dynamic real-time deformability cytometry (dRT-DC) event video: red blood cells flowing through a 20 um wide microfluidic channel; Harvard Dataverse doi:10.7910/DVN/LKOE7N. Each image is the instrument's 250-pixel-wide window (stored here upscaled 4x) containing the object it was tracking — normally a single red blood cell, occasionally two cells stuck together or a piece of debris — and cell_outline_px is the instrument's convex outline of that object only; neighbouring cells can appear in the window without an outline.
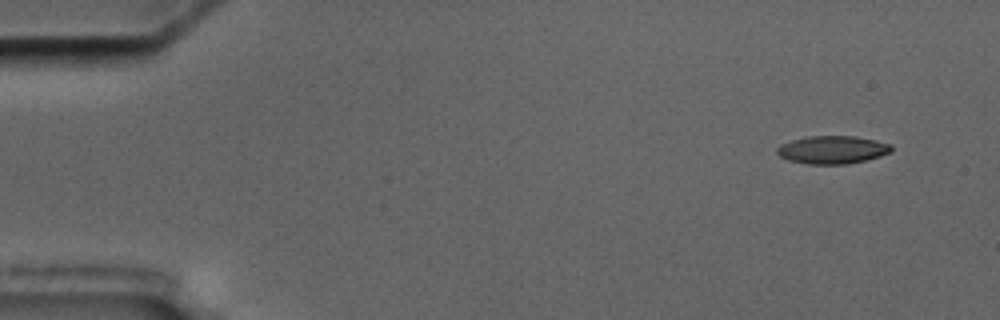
{"species": "common noctule bat (a hibernating species)", "species_latin": "Nyctalus noctula", "temperature_condition": "cold", "stored_images_in_passage": 4, "camera_frame_rate_fps": 3000, "um_per_image_px": 0.085, "animal": {"sex": "male", "body_mass_g": 17.5, "forearm_length_mm": 52.3}, "frame": {"image": 1, "passage_image": 1, "time_ms": 0.0, "image_size_px": [1000, 320], "cell_outline_px": [[892, 152], [880, 156], [848, 164], [808, 164], [788, 160], [780, 156], [776, 152], [776, 148], [780, 144], [792, 140], [808, 136], [856, 136], [876, 140], [892, 144]], "centroid_in_image_um": [70.76, 12.72], "position_along_channel_um": 14.2, "area_um2": 18.73}}
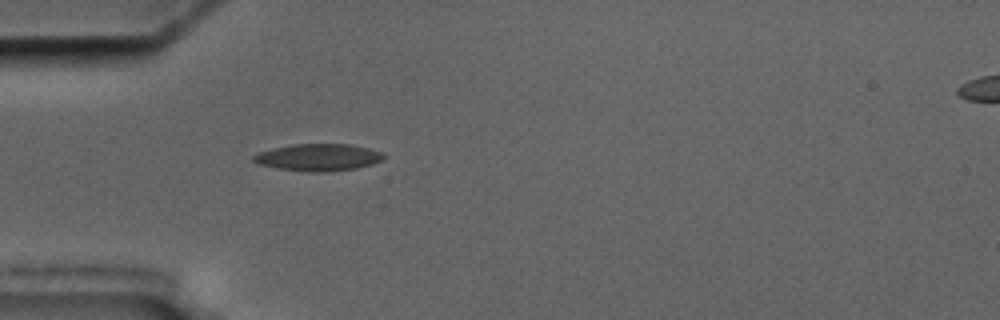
{"frame": {"image": 2, "passage_image": 4, "time_ms": 4.333, "image_size_px": [1000, 320], "cell_outline_px": [[384, 156], [380, 160], [372, 164], [356, 168], [332, 172], [308, 172], [276, 168], [256, 164], [252, 160], [252, 156], [256, 152], [272, 148], [292, 144], [348, 144], [368, 148], [384, 152]], "centroid_in_image_um": [26.99, 13.38], "position_along_channel_um": 58.0, "area_um2": 20.81}}